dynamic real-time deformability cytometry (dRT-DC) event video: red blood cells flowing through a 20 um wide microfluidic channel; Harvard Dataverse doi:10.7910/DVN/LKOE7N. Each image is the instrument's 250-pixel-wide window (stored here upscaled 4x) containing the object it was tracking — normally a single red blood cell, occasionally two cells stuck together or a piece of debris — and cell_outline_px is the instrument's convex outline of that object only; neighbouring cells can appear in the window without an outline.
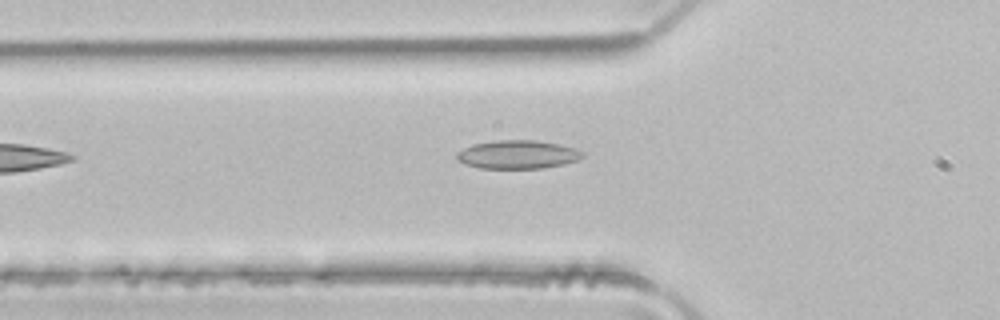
{"species": "common noctule bat (a hibernating species)", "species_latin": "Nyctalus noctula", "temperature_condition": "room temperature", "stored_images_in_passage": 4, "camera_frame_rate_fps": 3000, "um_per_image_px": 0.085, "animal": {"sex": "male", "body_mass_g": 21.5, "forearm_length_mm": 52.0}, "frame": {"image": 1, "passage_image": 4, "time_ms": 1.0, "image_size_px": [1000, 320], "cell_outline_px": [[584, 156], [576, 160], [564, 164], [540, 168], [480, 168], [464, 164], [456, 156], [456, 152], [472, 144], [496, 140], [536, 140], [576, 148], [584, 152]], "centroid_in_image_um": [43.99, 13.13], "position_along_channel_um": 81.8, "area_um2": 20.75}}